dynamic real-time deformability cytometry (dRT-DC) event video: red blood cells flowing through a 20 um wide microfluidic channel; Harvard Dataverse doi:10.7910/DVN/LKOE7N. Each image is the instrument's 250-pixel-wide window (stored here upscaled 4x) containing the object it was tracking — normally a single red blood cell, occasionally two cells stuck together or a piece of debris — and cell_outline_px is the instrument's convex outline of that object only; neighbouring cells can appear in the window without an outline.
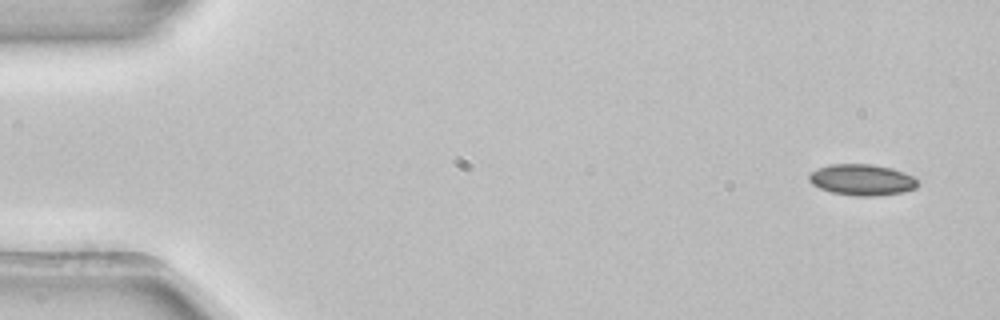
{"species": "common noctule bat (a hibernating species)", "species_latin": "Nyctalus noctula", "temperature_condition": "room temperature", "stored_images_in_passage": 4, "segment_of_instrument_passage": [1, 2], "camera_frame_rate_fps": 3000, "um_per_image_px": 0.085, "animal": {"sex": "female", "body_mass_g": 22.7, "forearm_length_mm": 54.2}, "frame": {"image": 1, "passage_image": 1, "time_ms": 0.0, "image_size_px": [1000, 320], "cell_outline_px": [[916, 188], [904, 192], [876, 196], [856, 196], [832, 192], [820, 188], [812, 184], [808, 180], [808, 176], [816, 168], [832, 164], [872, 164], [892, 168], [904, 172], [912, 176], [916, 180]], "centroid_in_image_um": [73.25, 15.28], "position_along_channel_um": 11.8, "area_um2": 19.71}}